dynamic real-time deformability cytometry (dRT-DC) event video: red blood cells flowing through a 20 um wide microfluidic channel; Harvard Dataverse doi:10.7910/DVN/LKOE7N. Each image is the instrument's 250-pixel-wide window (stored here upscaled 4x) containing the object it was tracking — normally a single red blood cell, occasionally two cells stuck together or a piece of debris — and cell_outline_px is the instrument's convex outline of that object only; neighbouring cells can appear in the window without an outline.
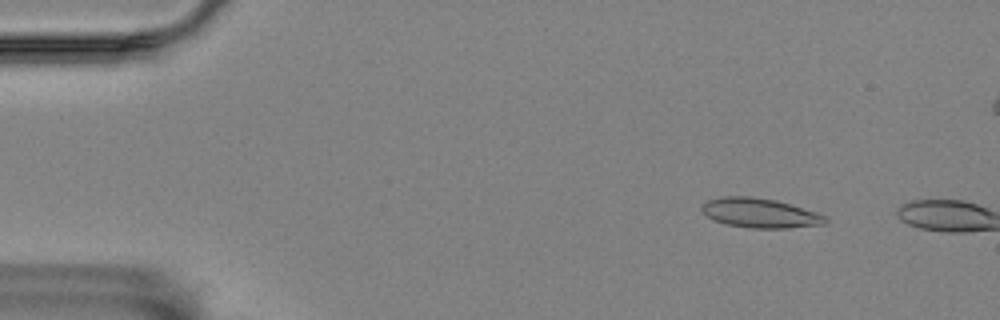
{"species": "Egyptian fruit bat (a non-hibernating species)", "species_latin": "Rousettus aegyptiacus", "temperature_condition": "room temperature", "stored_images_in_passage": 2, "camera_frame_rate_fps": 3000, "um_per_image_px": 0.085, "animal": {"sex": "female"}, "frame": {"image": 1, "passage_image": 1, "time_ms": 0.0, "image_size_px": [1000, 320], "cell_outline_px": [[828, 220], [824, 224], [788, 228], [748, 228], [724, 224], [712, 220], [700, 208], [700, 204], [708, 200], [724, 196], [752, 196], [776, 200], [816, 212], [824, 216]], "centroid_in_image_um": [64.54, 18.11], "position_along_channel_um": 20.5, "area_um2": 21.33}}